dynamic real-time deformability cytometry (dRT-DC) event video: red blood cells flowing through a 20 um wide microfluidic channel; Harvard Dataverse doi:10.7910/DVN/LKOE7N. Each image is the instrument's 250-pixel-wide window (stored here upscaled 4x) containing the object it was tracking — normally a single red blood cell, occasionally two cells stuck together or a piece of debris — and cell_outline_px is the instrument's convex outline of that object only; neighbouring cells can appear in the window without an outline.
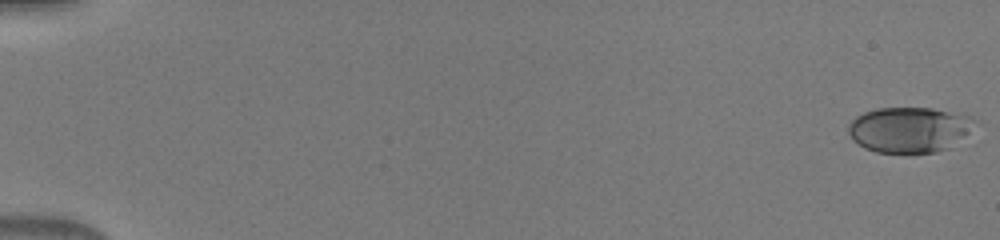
{"species": "human", "species_latin": "Homo sapiens", "temperature_condition": "warm", "stored_images_in_passage": 50, "camera_frame_rate_fps": 3000, "um_per_image_px": 0.085, "donor": {"sex": "male"}, "frame": {"image": 1, "passage_image": 1, "time_ms": 0.0, "image_size_px": [1000, 240], "cell_outline_px": [[980, 120], [968, 132], [948, 148], [936, 152], [908, 156], [876, 152], [864, 148], [852, 140], [848, 132], [848, 124], [856, 116], [864, 112], [876, 108], [932, 108], [964, 112]], "centroid_in_image_um": [77.31, 11.04], "position_along_channel_um": 7.7, "area_um2": 34.74}}
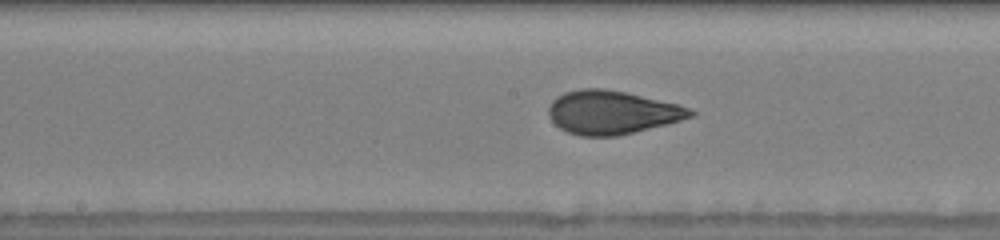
{"frame": {"image": 2, "passage_image": 28, "time_ms": 9.0, "image_size_px": [1000, 240], "cell_outline_px": [[696, 112], [692, 116], [680, 120], [616, 136], [580, 136], [568, 132], [560, 128], [548, 116], [548, 108], [552, 100], [556, 96], [564, 92], [580, 88], [604, 88], [624, 92], [676, 104], [692, 108]], "centroid_in_image_um": [51.96, 9.54], "position_along_channel_um": 196.2, "area_um2": 35.6}}
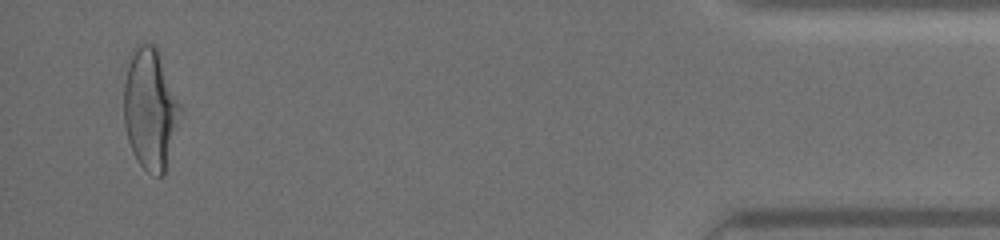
{"frame": {"image": 3, "passage_image": 49, "time_ms": 16.0, "image_size_px": [1000, 240], "cell_outline_px": [[184, 112], [164, 172], [160, 176], [156, 176], [148, 172], [140, 164], [132, 152], [128, 140], [124, 124], [124, 84], [128, 56], [132, 48], [140, 40], [152, 44], [156, 48]], "centroid_in_image_um": [12.77, 9.23], "position_along_channel_um": 422.4, "area_um2": 40.34}}